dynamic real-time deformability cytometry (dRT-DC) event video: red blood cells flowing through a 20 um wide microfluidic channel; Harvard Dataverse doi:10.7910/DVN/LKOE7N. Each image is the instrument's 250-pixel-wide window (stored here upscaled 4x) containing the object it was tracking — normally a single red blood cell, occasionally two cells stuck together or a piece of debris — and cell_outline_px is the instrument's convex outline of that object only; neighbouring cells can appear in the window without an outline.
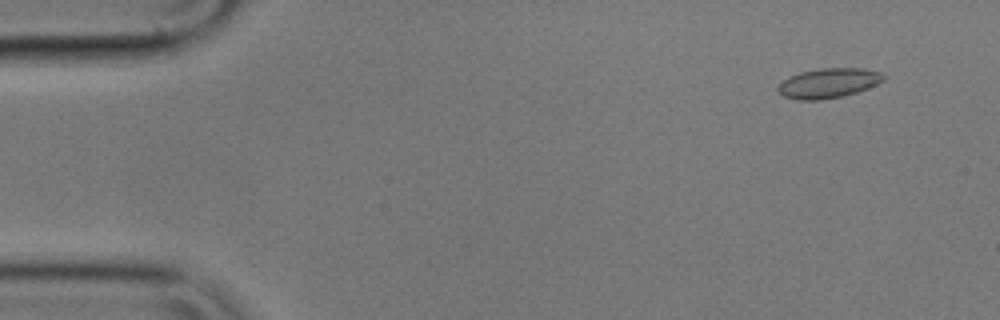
{"species": "common noctule bat (a hibernating species)", "species_latin": "Nyctalus noctula", "temperature_condition": "cold", "stored_images_in_passage": 5, "camera_frame_rate_fps": 3000, "um_per_image_px": 0.085, "animal": {"sex": "male", "body_mass_g": 17.9}, "frame": {"image": 1, "passage_image": 2, "time_ms": 0.333, "image_size_px": [1000, 320], "cell_outline_px": [[884, 80], [876, 84], [856, 92], [840, 96], [820, 100], [796, 100], [784, 96], [776, 88], [784, 80], [800, 72], [820, 68], [864, 68], [880, 72], [884, 76]], "centroid_in_image_um": [70.41, 7.06], "position_along_channel_um": 14.6, "area_um2": 18.03}}
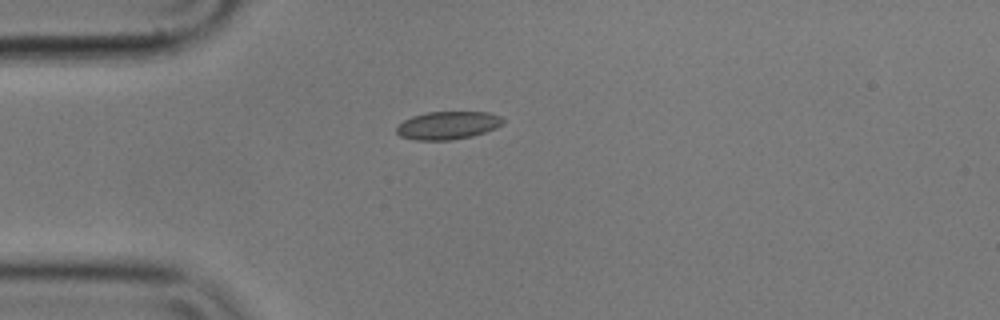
{"frame": {"image": 2, "passage_image": 5, "time_ms": 1.333, "image_size_px": [1000, 320], "cell_outline_px": [[504, 124], [496, 128], [472, 136], [448, 140], [416, 140], [400, 136], [396, 132], [396, 128], [404, 120], [412, 116], [428, 112], [488, 112], [500, 116], [504, 120]], "centroid_in_image_um": [38.07, 10.65], "position_along_channel_um": 46.9, "area_um2": 17.28}}